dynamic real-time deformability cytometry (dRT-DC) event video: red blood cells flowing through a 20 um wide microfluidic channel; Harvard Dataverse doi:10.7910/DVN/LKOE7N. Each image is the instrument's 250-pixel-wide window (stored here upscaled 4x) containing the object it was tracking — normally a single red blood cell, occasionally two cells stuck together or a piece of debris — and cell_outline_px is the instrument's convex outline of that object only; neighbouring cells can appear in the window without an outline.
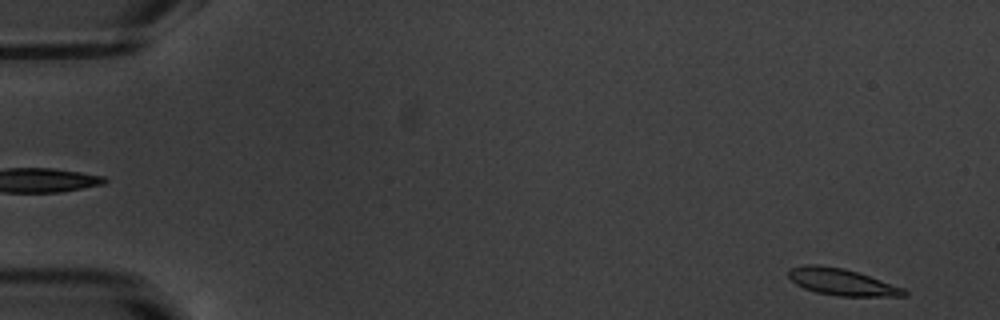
{"species": "common noctule bat (a hibernating species)", "species_latin": "Nyctalus noctula", "temperature_condition": "warm", "stored_images_in_passage": 53, "camera_frame_rate_fps": 3000, "um_per_image_px": 0.085, "animal": {"sex": "male", "body_mass_g": 20.1, "forearm_length_mm": 53.5}, "frame": {"image": 1, "passage_image": 2, "time_ms": 0.333, "image_size_px": [1000, 320], "cell_outline_px": [[908, 296], [836, 296], [816, 292], [804, 288], [796, 284], [788, 276], [788, 272], [792, 268], [804, 264], [816, 264], [844, 268], [904, 288], [908, 292]], "centroid_in_image_um": [71.54, 23.97], "position_along_channel_um": 13.5, "area_um2": 17.86}}
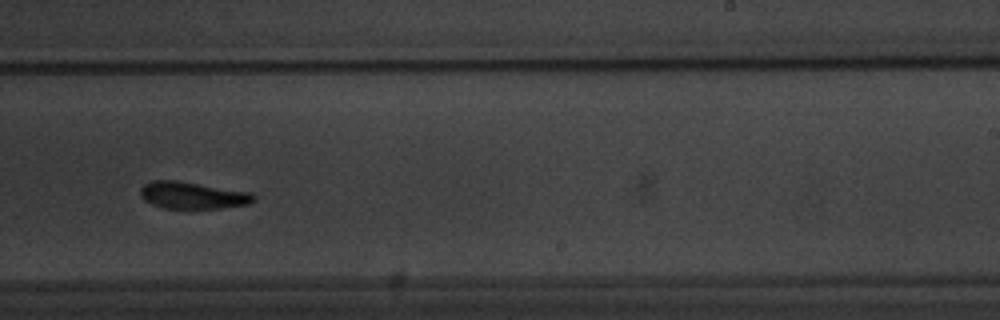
{"frame": {"image": 2, "passage_image": 33, "time_ms": 10.667, "image_size_px": [1000, 320], "cell_outline_px": [[256, 200], [248, 204], [220, 208], [164, 208], [152, 204], [144, 200], [140, 196], [140, 188], [144, 184], [152, 180], [176, 180], [252, 192], [256, 196]], "centroid_in_image_um": [16.38, 16.59], "position_along_channel_um": 272.6, "area_um2": 17.92}}
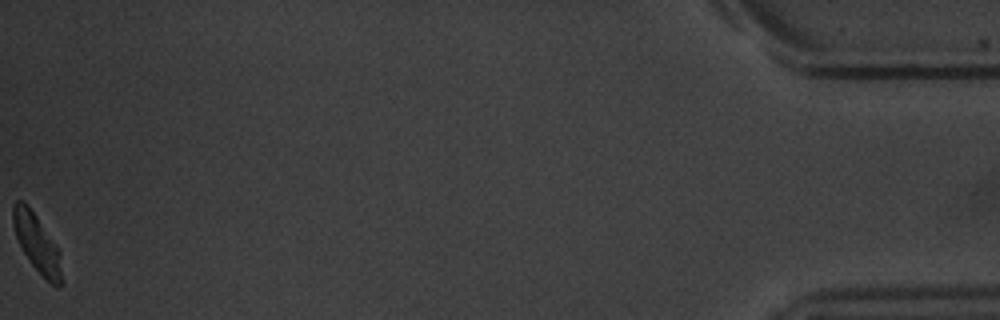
{"frame": {"image": 3, "passage_image": 53, "time_ms": 17.333, "image_size_px": [1000, 320], "cell_outline_px": [[64, 284], [60, 288], [56, 288], [28, 260], [16, 236], [12, 224], [12, 204], [16, 200], [24, 200], [28, 204], [60, 248]], "centroid_in_image_um": [3.19, 20.67], "position_along_channel_um": 432.0, "area_um2": 16.99}, "authors_computed_cell_mechanics": {"area_um2": 18.1492, "velocity_mm_per_s": 3.7825, "shape_relaxation_time_tau1_ms": 3.1696, "shape_relaxation_time_tau2_ms": 3.9078, "deformation_change_tau1": 0.1221, "deformation_change_tau2": 0.0999}}